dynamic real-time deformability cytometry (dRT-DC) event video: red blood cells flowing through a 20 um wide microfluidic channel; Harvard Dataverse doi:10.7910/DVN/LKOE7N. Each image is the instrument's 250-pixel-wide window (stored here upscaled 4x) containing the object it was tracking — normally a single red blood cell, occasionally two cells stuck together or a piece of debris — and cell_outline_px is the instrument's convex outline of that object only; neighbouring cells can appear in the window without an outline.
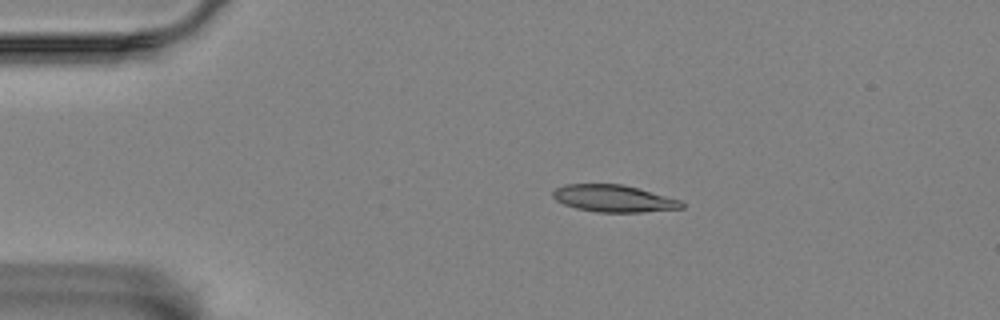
{"species": "Egyptian fruit bat (a non-hibernating species)", "species_latin": "Rousettus aegyptiacus", "temperature_condition": "room temperature", "stored_images_in_passage": 47, "camera_frame_rate_fps": 3000, "um_per_image_px": 0.085, "animal": {"sex": "female"}, "frame": {"image": 1, "passage_image": 1, "time_ms": 0.0, "image_size_px": [1000, 320], "cell_outline_px": [[684, 208], [640, 212], [596, 212], [576, 208], [564, 204], [556, 200], [552, 196], [552, 192], [556, 188], [564, 184], [624, 184], [680, 200], [684, 204]], "centroid_in_image_um": [52.14, 16.87], "position_along_channel_um": 32.9, "area_um2": 20.23}}
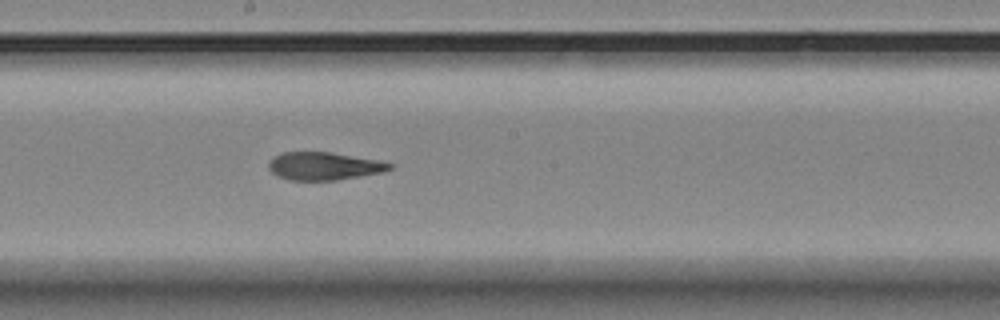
{"frame": {"image": 2, "passage_image": 21, "time_ms": 6.667, "image_size_px": [1000, 320], "cell_outline_px": [[396, 164], [392, 168], [384, 172], [336, 180], [288, 180], [276, 176], [268, 168], [268, 160], [272, 156], [280, 152], [328, 152], [380, 160]], "centroid_in_image_um": [27.52, 14.11], "position_along_channel_um": 220.7, "area_um2": 19.94}}
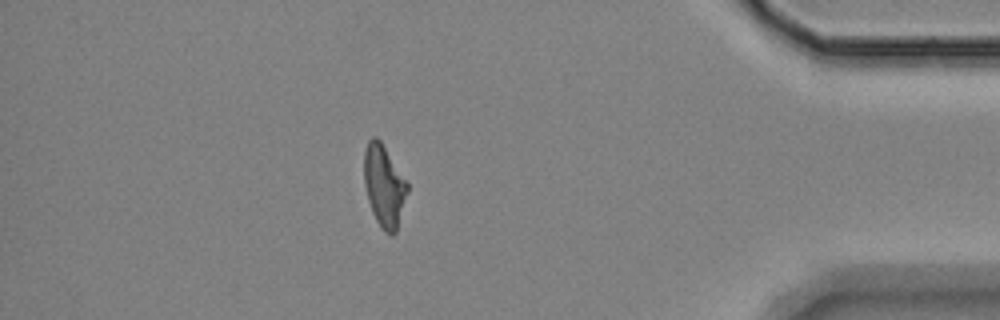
{"frame": {"image": 3, "passage_image": 40, "time_ms": 13.0, "image_size_px": [1000, 320], "cell_outline_px": [[408, 192], [396, 232], [392, 236], [384, 232], [380, 228], [372, 212], [368, 200], [364, 184], [364, 152], [368, 140], [372, 136], [376, 136], [380, 140], [408, 184]], "centroid_in_image_um": [32.63, 15.82], "position_along_channel_um": 402.6, "area_um2": 20.63}, "authors_computed_cell_mechanics": {"area_um2": 20.6346, "velocity_mm_per_s": 3.4891, "shape_relaxation_time_tau1_ms": null, "shape_relaxation_time_tau2_ms": 2.0701, "deformation_change_tau1": null, "deformation_change_tau2": 0.1104}}